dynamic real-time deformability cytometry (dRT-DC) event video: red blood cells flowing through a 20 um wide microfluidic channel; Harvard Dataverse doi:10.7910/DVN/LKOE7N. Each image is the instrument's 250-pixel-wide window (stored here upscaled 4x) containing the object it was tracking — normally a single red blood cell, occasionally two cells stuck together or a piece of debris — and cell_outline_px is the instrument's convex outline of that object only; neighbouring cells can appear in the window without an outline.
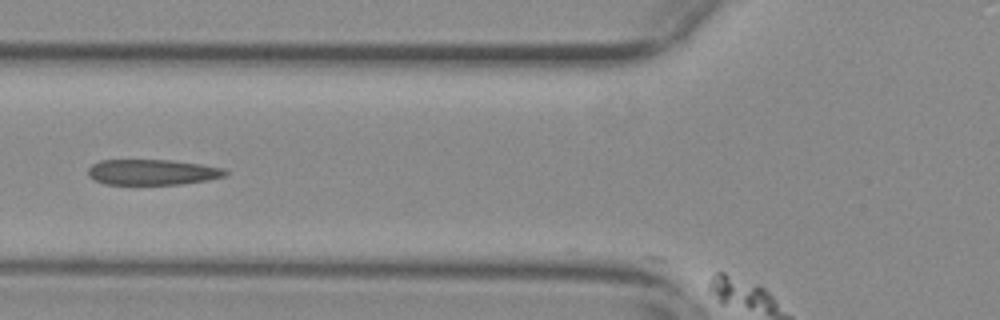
{"species": "common noctule bat (a hibernating species)", "species_latin": "Nyctalus noctula", "temperature_condition": "warm", "stored_images_in_passage": 36, "camera_frame_rate_fps": 3000, "um_per_image_px": 0.085, "animal": {"sex": "female", "body_mass_g": 29.2, "forearm_length_mm": 56.3}, "frame": {"image": 1, "passage_image": 2, "time_ms": 0.333, "image_size_px": [1000, 320], "cell_outline_px": [[228, 172], [224, 176], [208, 180], [180, 184], [104, 184], [88, 176], [88, 168], [92, 164], [100, 160], [172, 160], [200, 164], [224, 168]], "centroid_in_image_um": [12.94, 14.63], "position_along_channel_um": 112.9, "area_um2": 20.4}}
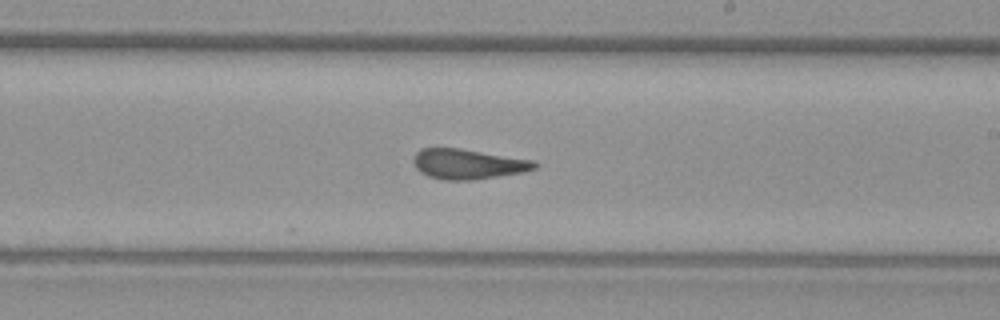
{"frame": {"image": 2, "passage_image": 13, "time_ms": 4.0, "image_size_px": [1000, 320], "cell_outline_px": [[540, 164], [536, 168], [524, 172], [472, 180], [444, 180], [428, 176], [420, 172], [416, 168], [412, 160], [416, 152], [420, 148], [460, 148], [532, 160]], "centroid_in_image_um": [39.76, 13.94], "position_along_channel_um": 249.2, "area_um2": 21.27}}
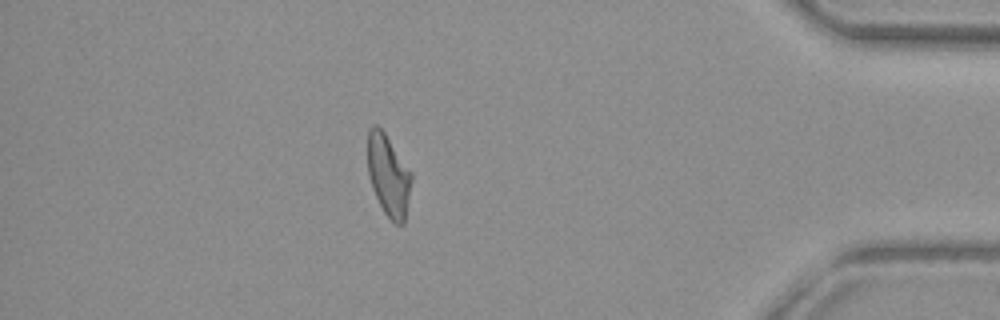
{"frame": {"image": 3, "passage_image": 29, "time_ms": 9.333, "image_size_px": [1000, 320], "cell_outline_px": [[412, 180], [404, 224], [396, 224], [384, 212], [372, 188], [368, 172], [368, 128], [376, 124], [384, 132], [412, 172]], "centroid_in_image_um": [33.02, 14.9], "position_along_channel_um": 402.2, "area_um2": 20.63}, "authors_computed_cell_mechanics": {"area_um2": 21.2415, "velocity_mm_per_s": 3.7203, "shape_relaxation_time_tau1_ms": 11.2305, "shape_relaxation_time_tau2_ms": 0.7211, "deformation_change_tau1": 0.2618, "deformation_change_tau2": 0.0883}}